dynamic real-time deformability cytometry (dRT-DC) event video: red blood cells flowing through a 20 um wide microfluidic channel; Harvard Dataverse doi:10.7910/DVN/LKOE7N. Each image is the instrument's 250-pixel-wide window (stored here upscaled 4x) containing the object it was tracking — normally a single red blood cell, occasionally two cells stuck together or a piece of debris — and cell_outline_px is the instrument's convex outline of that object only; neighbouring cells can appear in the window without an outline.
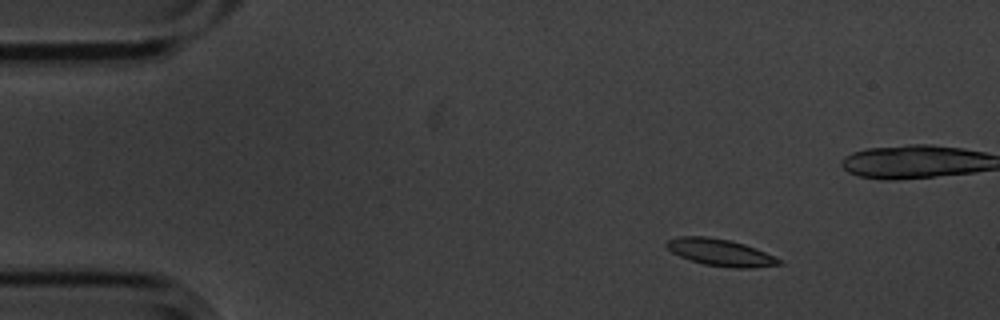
{"species": "common noctule bat (a hibernating species)", "species_latin": "Nyctalus noctula", "temperature_condition": "cold", "stored_images_in_passage": 8, "segment_of_instrument_passage": [1, 2], "camera_frame_rate_fps": 3000, "um_per_image_px": 0.085, "animal": {"sex": "male", "body_mass_g": 20.1, "forearm_length_mm": 53.5}, "frame": {"image": 1, "passage_image": 3, "time_ms": 0.667, "image_size_px": [1000, 320], "cell_outline_px": [[784, 264], [756, 268], [732, 268], [704, 264], [680, 256], [672, 252], [664, 244], [668, 240], [680, 236], [708, 236], [732, 240], [756, 248], [784, 260]], "centroid_in_image_um": [61.3, 21.46], "position_along_channel_um": 23.7, "area_um2": 17.86}}
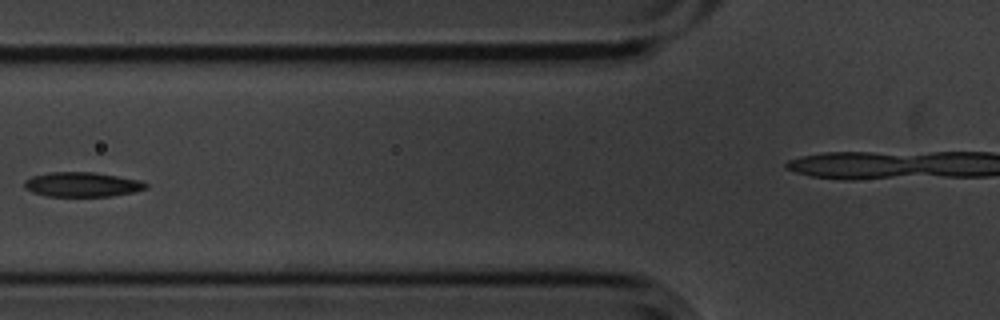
{"frame": {"image": 2, "passage_image": 7, "time_ms": 2.0, "image_size_px": [1000, 320], "cell_outline_px": [[148, 188], [132, 192], [112, 196], [48, 196], [32, 192], [24, 188], [24, 180], [32, 176], [48, 172], [96, 172], [140, 180], [148, 184]], "centroid_in_image_um": [6.97, 15.67], "position_along_channel_um": 118.8, "area_um2": 17.51}}